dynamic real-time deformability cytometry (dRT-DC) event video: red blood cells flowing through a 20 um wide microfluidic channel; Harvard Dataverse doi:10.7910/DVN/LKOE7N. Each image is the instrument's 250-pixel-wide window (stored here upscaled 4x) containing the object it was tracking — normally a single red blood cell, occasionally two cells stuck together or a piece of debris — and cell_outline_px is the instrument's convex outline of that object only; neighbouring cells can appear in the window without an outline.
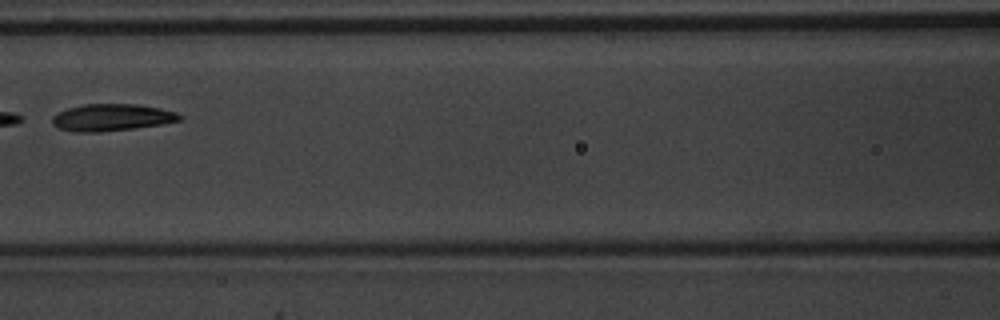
{"species": "common noctule bat (a hibernating species)", "species_latin": "Nyctalus noctula", "temperature_condition": "warm", "stored_images_in_passage": 4, "camera_frame_rate_fps": 3000, "um_per_image_px": 0.085, "animal": {"sex": "male", "body_mass_g": 20.1, "forearm_length_mm": 53.5}, "frame": {"image": 1, "passage_image": 4, "time_ms": 1.0, "image_size_px": [1000, 320], "cell_outline_px": [[180, 120], [160, 124], [132, 128], [100, 132], [72, 132], [56, 128], [52, 124], [52, 116], [56, 112], [68, 108], [84, 104], [136, 104], [160, 108], [176, 112], [180, 116]], "centroid_in_image_um": [9.4, 9.98], "position_along_channel_um": 157.2, "area_um2": 20.0}}